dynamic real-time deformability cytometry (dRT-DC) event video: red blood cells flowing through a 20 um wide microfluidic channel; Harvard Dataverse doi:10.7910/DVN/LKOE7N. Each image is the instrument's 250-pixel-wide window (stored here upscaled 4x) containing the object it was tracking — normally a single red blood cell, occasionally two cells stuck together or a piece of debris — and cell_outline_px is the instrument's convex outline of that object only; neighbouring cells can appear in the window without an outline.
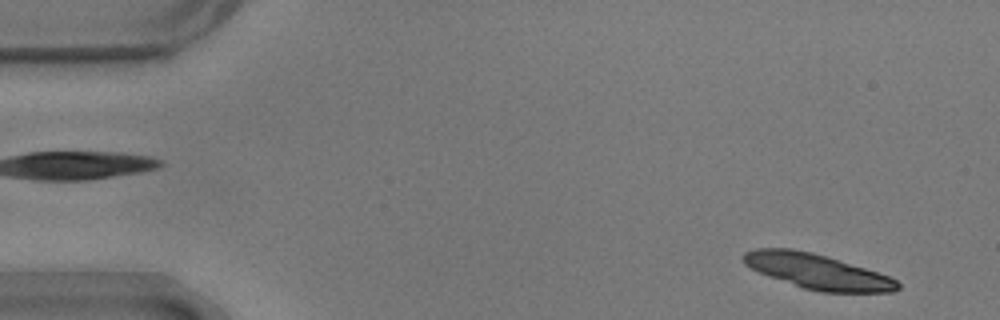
{"species": "common noctule bat (a hibernating species)", "species_latin": "Nyctalus noctula", "temperature_condition": "warm", "stored_images_in_passage": 55, "camera_frame_rate_fps": 3000, "um_per_image_px": 0.085, "animal": {"sex": "male", "body_mass_g": 17.9}, "frame": {"image": 1, "passage_image": 2, "time_ms": 0.333, "image_size_px": [1000, 320], "cell_outline_px": [[900, 288], [892, 292], [820, 292], [804, 288], [760, 272], [744, 264], [740, 256], [744, 252], [756, 248], [792, 248], [812, 252], [864, 268], [888, 276], [896, 280], [900, 284]], "centroid_in_image_um": [69.44, 23.06], "position_along_channel_um": 15.6, "area_um2": 30.98}}
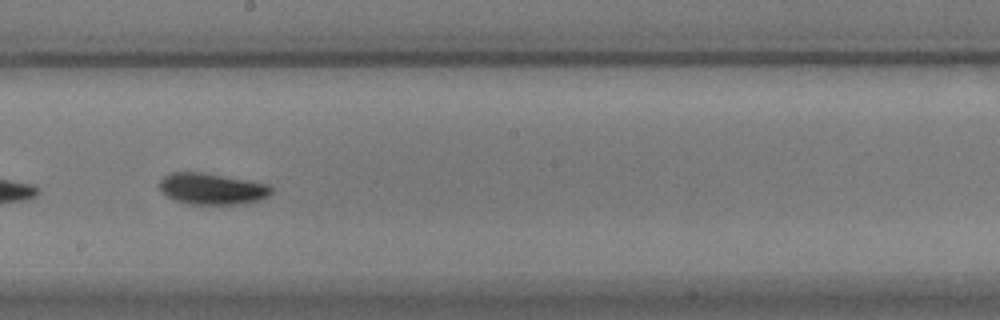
{"frame": {"image": 2, "passage_image": 30, "time_ms": 9.667, "image_size_px": [1000, 320], "cell_outline_px": [[272, 192], [268, 196], [256, 200], [240, 204], [188, 204], [172, 200], [160, 188], [160, 180], [164, 176], [172, 172], [204, 172], [248, 180], [268, 184], [272, 188]], "centroid_in_image_um": [18.0, 16.04], "position_along_channel_um": 230.2, "area_um2": 20.35}}
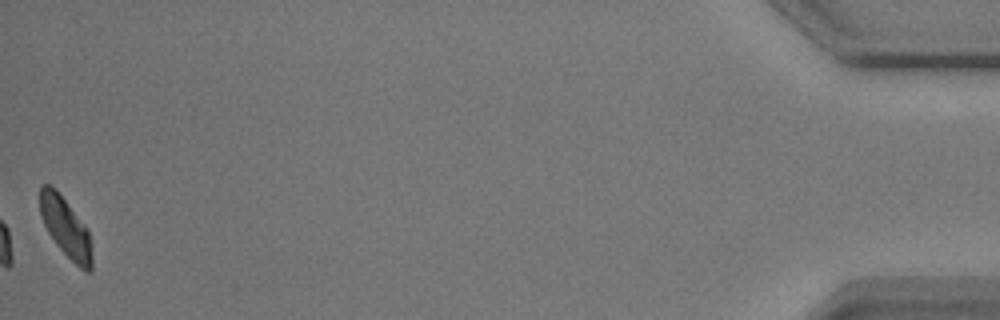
{"frame": {"image": 3, "passage_image": 55, "time_ms": 18.0, "image_size_px": [1000, 320], "cell_outline_px": [[92, 268], [88, 272], [84, 272], [56, 244], [48, 232], [40, 216], [40, 188], [44, 184], [48, 184], [56, 188], [88, 228], [92, 256]], "centroid_in_image_um": [5.58, 19.31], "position_along_channel_um": 429.6, "area_um2": 18.03}, "authors_computed_cell_mechanics": {"area_um2": 20.1722, "velocity_mm_per_s": 3.5273, "shape_relaxation_time_tau1_ms": 2.5527, "shape_relaxation_time_tau2_ms": 6.6335, "deformation_change_tau1": 0.1034, "deformation_change_tau2": 0.1102}}